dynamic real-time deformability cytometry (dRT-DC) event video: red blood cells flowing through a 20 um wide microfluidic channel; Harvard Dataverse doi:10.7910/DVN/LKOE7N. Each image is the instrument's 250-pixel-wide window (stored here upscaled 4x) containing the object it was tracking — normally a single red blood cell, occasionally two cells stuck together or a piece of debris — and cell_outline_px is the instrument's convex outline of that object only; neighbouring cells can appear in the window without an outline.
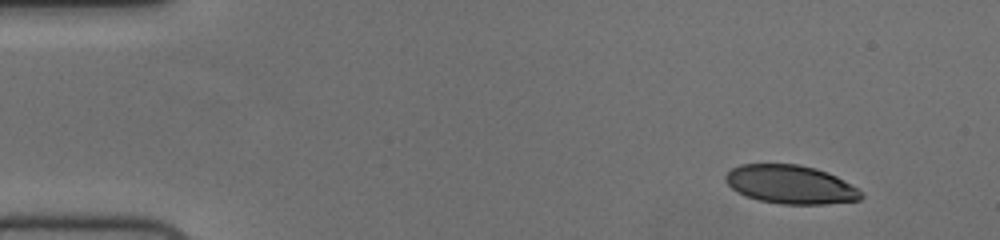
{"species": "human", "species_latin": "Homo sapiens", "temperature_condition": "cold", "stored_images_in_passage": 51, "camera_frame_rate_fps": 3000, "um_per_image_px": 0.085, "donor": {"sex": "female"}, "frame": {"image": 1, "passage_image": 1, "time_ms": 0.0, "image_size_px": [1000, 240], "cell_outline_px": [[864, 196], [860, 200], [824, 204], [780, 204], [760, 200], [744, 196], [732, 188], [724, 180], [724, 176], [732, 168], [740, 164], [800, 164], [816, 168], [828, 172], [836, 176], [856, 188]], "centroid_in_image_um": [67.17, 15.68], "position_along_channel_um": 17.8, "area_um2": 30.46}}
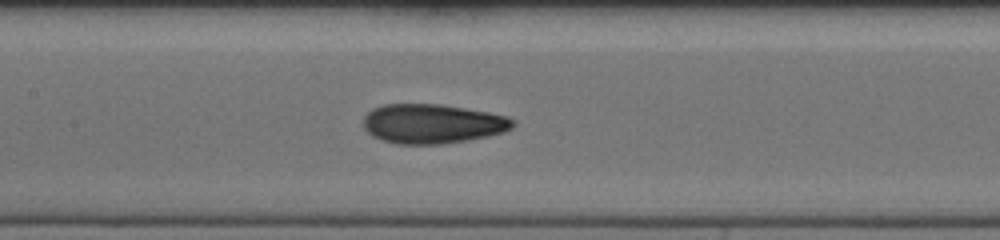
{"frame": {"image": 2, "passage_image": 22, "time_ms": 7.0, "image_size_px": [1000, 240], "cell_outline_px": [[516, 124], [512, 128], [504, 132], [488, 136], [468, 140], [440, 144], [396, 144], [372, 136], [364, 128], [364, 116], [372, 108], [384, 104], [440, 104], [488, 112], [508, 116], [516, 120]], "centroid_in_image_um": [36.78, 10.51], "position_along_channel_um": 170.6, "area_um2": 34.51}}
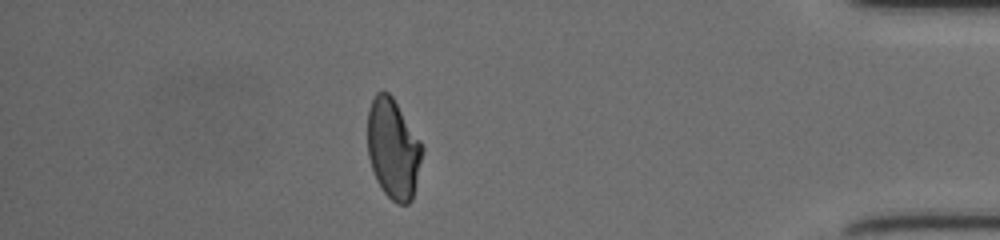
{"frame": {"image": 3, "passage_image": 44, "time_ms": 14.333, "image_size_px": [1000, 240], "cell_outline_px": [[424, 152], [412, 200], [408, 204], [396, 204], [384, 192], [376, 180], [368, 156], [368, 108], [376, 92], [388, 92], [392, 96], [420, 140], [424, 148]], "centroid_in_image_um": [33.43, 12.66], "position_along_channel_um": 401.8, "area_um2": 31.91}, "authors_computed_cell_mechanics": {"area_um2": 32.5992, "velocity_mm_per_s": 3.7447, "shape_relaxation_time_tau1_ms": 5.5975, "shape_relaxation_time_tau2_ms": 1.6377, "deformation_change_tau1": 0.1652, "deformation_change_tau2": 0.0688}}